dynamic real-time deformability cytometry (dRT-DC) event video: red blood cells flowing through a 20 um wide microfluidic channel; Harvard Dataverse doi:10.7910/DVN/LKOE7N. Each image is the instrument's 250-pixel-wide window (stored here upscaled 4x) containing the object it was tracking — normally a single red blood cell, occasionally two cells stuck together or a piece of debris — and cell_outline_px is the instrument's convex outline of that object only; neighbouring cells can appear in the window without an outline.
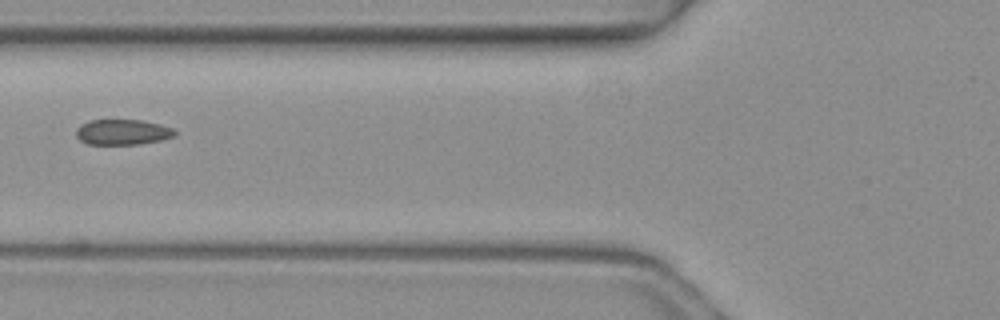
{"species": "common noctule bat (a hibernating species)", "species_latin": "Nyctalus noctula", "temperature_condition": "warm", "stored_images_in_passage": 5, "camera_frame_rate_fps": 3000, "um_per_image_px": 0.085, "animal": {"sex": "female", "body_mass_g": 19.3, "forearm_length_mm": 54.1}, "frame": {"image": 1, "passage_image": 5, "time_ms": 1.333, "image_size_px": [1000, 320], "cell_outline_px": [[176, 132], [172, 136], [160, 140], [136, 144], [88, 144], [80, 140], [76, 136], [76, 128], [80, 124], [88, 120], [140, 120], [160, 124], [172, 128]], "centroid_in_image_um": [10.36, 11.22], "position_along_channel_um": 115.4, "area_um2": 14.51}}